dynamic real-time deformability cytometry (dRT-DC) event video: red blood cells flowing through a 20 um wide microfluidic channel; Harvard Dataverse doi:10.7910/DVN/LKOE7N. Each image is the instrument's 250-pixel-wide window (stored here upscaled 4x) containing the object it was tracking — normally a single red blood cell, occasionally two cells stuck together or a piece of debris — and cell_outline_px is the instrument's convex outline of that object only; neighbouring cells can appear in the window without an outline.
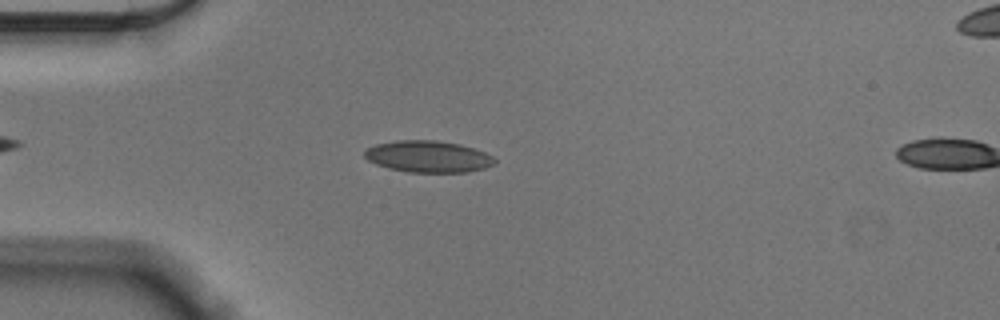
{"species": "Egyptian fruit bat (a non-hibernating species)", "species_latin": "Rousettus aegyptiacus", "temperature_condition": "cold", "stored_images_in_passage": 9, "camera_frame_rate_fps": 3000, "um_per_image_px": 0.085, "animal": {"sex": "male"}, "frame": {"image": 1, "passage_image": 8, "time_ms": 2.333, "image_size_px": [1000, 320], "cell_outline_px": [[496, 164], [484, 168], [468, 172], [408, 172], [388, 168], [376, 164], [368, 160], [364, 156], [364, 152], [368, 148], [376, 144], [396, 140], [436, 140], [460, 144], [484, 152], [492, 156], [496, 160]], "centroid_in_image_um": [36.39, 13.31], "position_along_channel_um": 48.6, "area_um2": 23.99}}